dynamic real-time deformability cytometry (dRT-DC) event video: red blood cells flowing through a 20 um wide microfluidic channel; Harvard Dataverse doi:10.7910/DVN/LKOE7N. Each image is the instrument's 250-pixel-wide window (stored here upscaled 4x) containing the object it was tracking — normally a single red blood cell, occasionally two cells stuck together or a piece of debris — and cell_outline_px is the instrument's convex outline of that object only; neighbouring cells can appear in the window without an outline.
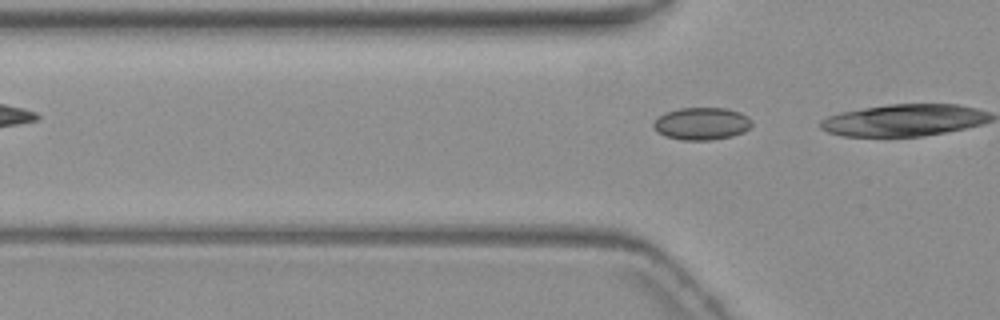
{"species": "common noctule bat (a hibernating species)", "species_latin": "Nyctalus noctula", "temperature_condition": "warm", "stored_images_in_passage": 4, "camera_frame_rate_fps": 3000, "um_per_image_px": 0.085, "animal": {"sex": "female", "body_mass_g": 19.3, "forearm_length_mm": 54.1}, "frame": {"image": 1, "passage_image": 4, "time_ms": 3.667, "image_size_px": [1000, 320], "cell_outline_px": [[752, 124], [744, 132], [732, 136], [712, 140], [684, 140], [664, 136], [652, 124], [660, 116], [668, 112], [680, 108], [728, 108], [740, 112], [748, 116], [752, 120]], "centroid_in_image_um": [59.7, 10.51], "position_along_channel_um": 66.1, "area_um2": 18.44}}